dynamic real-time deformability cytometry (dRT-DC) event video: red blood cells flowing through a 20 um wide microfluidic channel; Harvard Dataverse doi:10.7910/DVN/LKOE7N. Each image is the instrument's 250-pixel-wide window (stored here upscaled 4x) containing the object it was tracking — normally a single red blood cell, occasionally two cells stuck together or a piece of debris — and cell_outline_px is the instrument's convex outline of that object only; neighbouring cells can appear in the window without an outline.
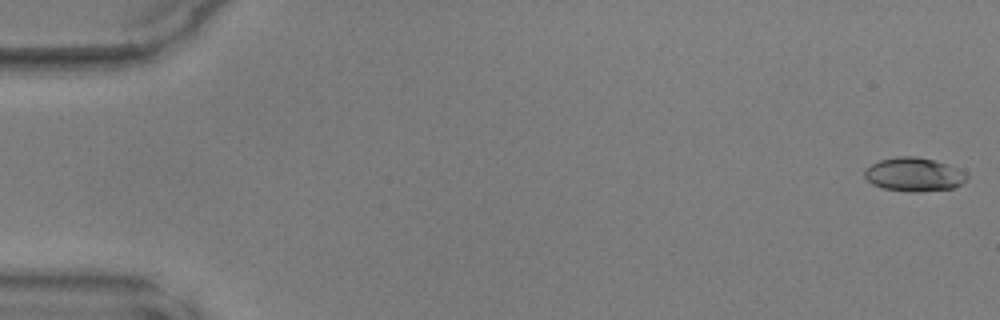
{"species": "common noctule bat (a hibernating species)", "species_latin": "Nyctalus noctula", "temperature_condition": "warm", "stored_images_in_passage": 48, "camera_frame_rate_fps": 3000, "um_per_image_px": 0.085, "animal": {"sex": "male", "body_mass_g": 17.9, "forearm_length_mm": 54.2}, "frame": {"image": 1, "passage_image": 1, "time_ms": 0.0, "image_size_px": [1000, 320], "cell_outline_px": [[968, 176], [960, 184], [952, 188], [916, 192], [908, 192], [884, 188], [872, 184], [864, 176], [864, 168], [880, 160], [896, 156], [916, 156], [932, 160], [956, 168], [964, 172]], "centroid_in_image_um": [77.62, 14.83], "position_along_channel_um": 7.4, "area_um2": 19.83}}
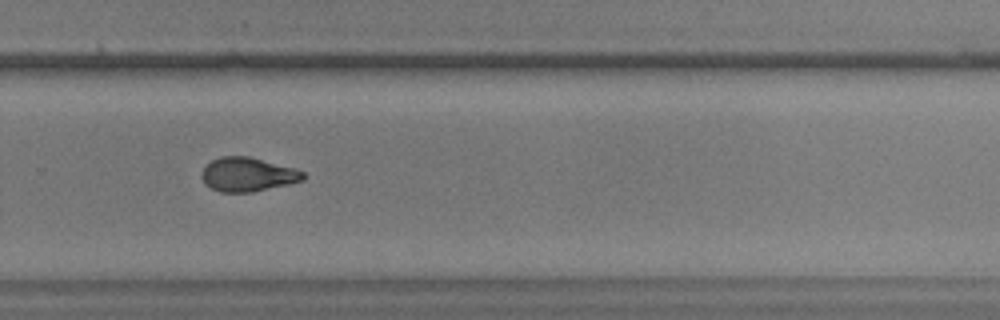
{"frame": {"image": 2, "passage_image": 33, "time_ms": 10.667, "image_size_px": [1000, 320], "cell_outline_px": [[304, 180], [288, 184], [252, 192], [220, 192], [204, 184], [200, 176], [200, 172], [212, 160], [220, 156], [248, 156], [292, 168], [304, 172]], "centroid_in_image_um": [21.0, 14.84], "position_along_channel_um": 308.8, "area_um2": 19.94}}
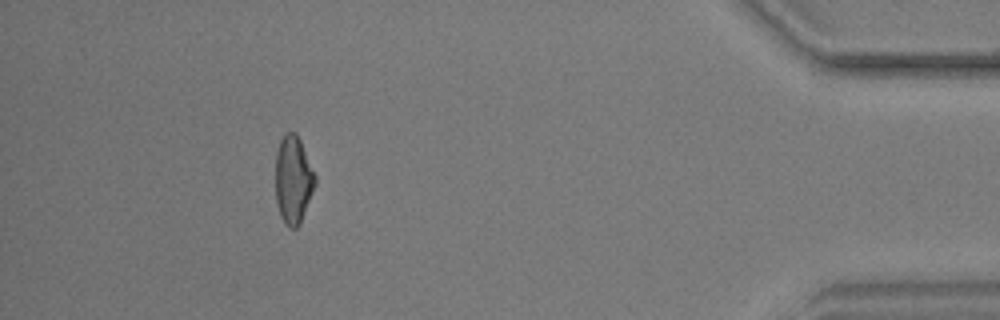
{"frame": {"image": 3, "passage_image": 44, "time_ms": 14.333, "image_size_px": [1000, 320], "cell_outline_px": [[316, 184], [300, 224], [296, 228], [288, 228], [284, 224], [280, 216], [276, 204], [276, 152], [280, 140], [284, 132], [296, 132], [300, 140], [316, 176]], "centroid_in_image_um": [24.91, 15.29], "position_along_channel_um": 410.3, "area_um2": 20.46}}